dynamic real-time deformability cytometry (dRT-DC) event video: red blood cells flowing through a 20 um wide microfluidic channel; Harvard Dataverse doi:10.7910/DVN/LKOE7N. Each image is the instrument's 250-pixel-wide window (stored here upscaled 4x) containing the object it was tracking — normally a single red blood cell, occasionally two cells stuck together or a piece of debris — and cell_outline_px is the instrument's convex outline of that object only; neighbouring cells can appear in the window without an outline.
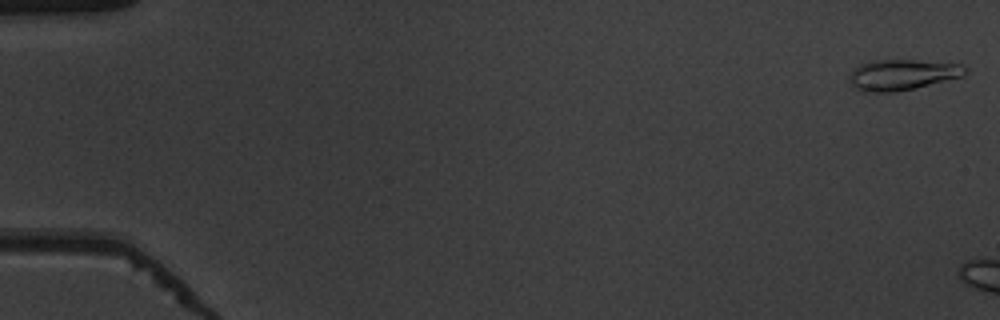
{"species": "common noctule bat (a hibernating species)", "species_latin": "Nyctalus noctula", "temperature_condition": "warm", "stored_images_in_passage": 7, "camera_frame_rate_fps": 3000, "um_per_image_px": 0.085, "animal": {"sex": "male", "body_mass_g": 19.5, "forearm_length_mm": 54.6}, "frame": {"image": 1, "passage_image": 1, "time_ms": 0.0, "image_size_px": [1000, 320], "cell_outline_px": [[968, 72], [964, 76], [916, 88], [896, 92], [864, 92], [856, 88], [848, 80], [848, 76], [852, 68], [860, 64], [872, 60], [916, 60], [964, 64], [968, 68]], "centroid_in_image_um": [76.71, 6.35], "position_along_channel_um": 8.3, "area_um2": 21.15}}